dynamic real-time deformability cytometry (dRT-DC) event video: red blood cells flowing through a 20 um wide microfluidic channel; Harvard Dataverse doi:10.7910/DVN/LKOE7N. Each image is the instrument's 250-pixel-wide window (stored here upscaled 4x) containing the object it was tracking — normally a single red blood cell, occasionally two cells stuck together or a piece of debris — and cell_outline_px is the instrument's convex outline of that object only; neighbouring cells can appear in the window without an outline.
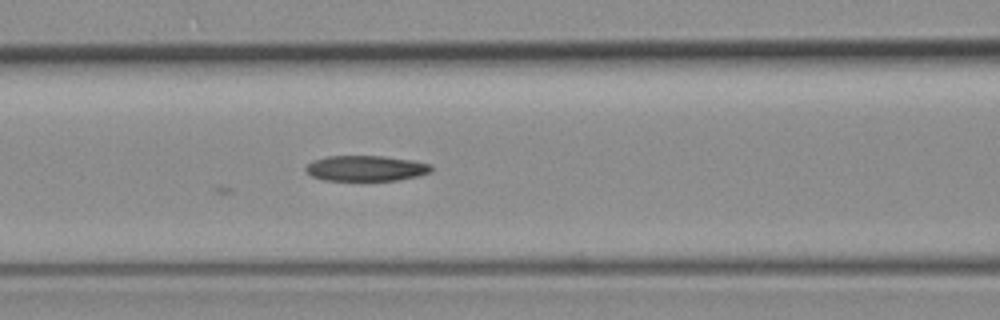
{"species": "common noctule bat (a hibernating species)", "species_latin": "Nyctalus noctula", "temperature_condition": "room temperature", "stored_images_in_passage": 6, "camera_frame_rate_fps": 3000, "um_per_image_px": 0.085, "animal": {"sex": "female", "body_mass_g": 19.3, "forearm_length_mm": 54.1}, "frame": {"image": 1, "passage_image": 5, "time_ms": 4.333, "image_size_px": [1000, 320], "cell_outline_px": [[432, 172], [420, 176], [400, 180], [324, 180], [312, 176], [304, 168], [312, 160], [328, 156], [384, 156], [412, 160], [432, 164]], "centroid_in_image_um": [31.15, 14.3], "position_along_channel_um": 135.4, "area_um2": 18.79}}